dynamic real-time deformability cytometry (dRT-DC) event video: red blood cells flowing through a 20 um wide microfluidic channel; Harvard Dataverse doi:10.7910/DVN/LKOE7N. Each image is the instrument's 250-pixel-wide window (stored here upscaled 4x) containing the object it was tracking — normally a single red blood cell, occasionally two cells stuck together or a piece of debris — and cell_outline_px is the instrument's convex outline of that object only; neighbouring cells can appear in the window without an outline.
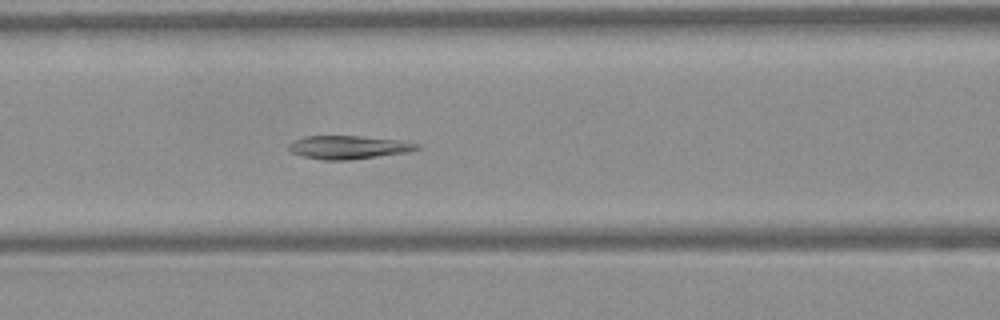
{"species": "Egyptian fruit bat (a non-hibernating species)", "species_latin": "Rousettus aegyptiacus", "temperature_condition": "warm", "stored_images_in_passage": 49, "camera_frame_rate_fps": 3000, "um_per_image_px": 0.085, "frame": {"image": 1, "passage_image": 21, "time_ms": 6.667, "image_size_px": [1000, 320], "cell_outline_px": [[420, 148], [408, 152], [348, 160], [324, 160], [304, 156], [292, 152], [288, 148], [288, 144], [304, 136], [360, 136], [400, 140], [420, 144]], "centroid_in_image_um": [29.64, 12.51], "position_along_channel_um": 137.0, "area_um2": 17.28}}
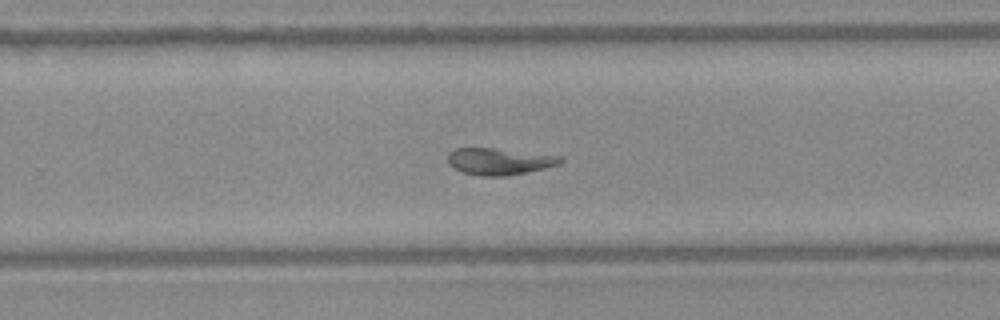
{"frame": {"image": 2, "passage_image": 32, "time_ms": 10.333, "image_size_px": [1000, 320], "cell_outline_px": [[564, 160], [560, 164], [544, 168], [508, 176], [480, 176], [464, 172], [448, 164], [448, 152], [456, 148], [492, 148], [560, 156]], "centroid_in_image_um": [42.43, 13.72], "position_along_channel_um": 287.4, "area_um2": 17.34}}
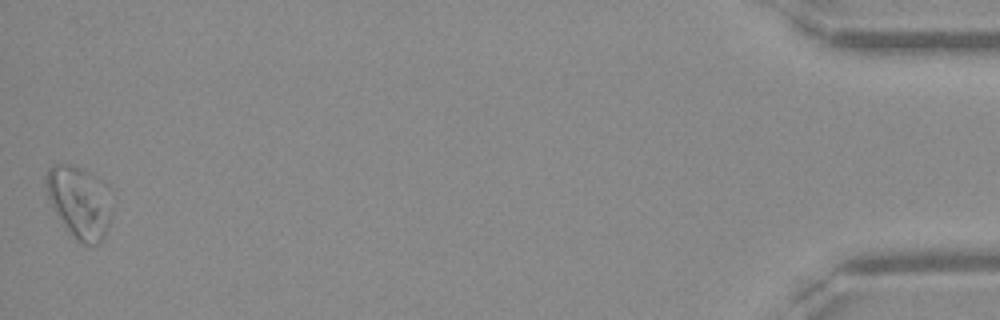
{"frame": {"image": 3, "passage_image": 49, "time_ms": 16.0, "image_size_px": [1000, 320], "cell_outline_px": [[108, 224], [104, 236], [100, 244], [84, 244], [76, 240], [52, 208], [48, 200], [44, 184], [44, 176], [48, 168], [52, 164], [72, 164], [80, 168], [84, 172]], "centroid_in_image_um": [6.4, 17.25], "position_along_channel_um": 428.8, "area_um2": 23.76}}